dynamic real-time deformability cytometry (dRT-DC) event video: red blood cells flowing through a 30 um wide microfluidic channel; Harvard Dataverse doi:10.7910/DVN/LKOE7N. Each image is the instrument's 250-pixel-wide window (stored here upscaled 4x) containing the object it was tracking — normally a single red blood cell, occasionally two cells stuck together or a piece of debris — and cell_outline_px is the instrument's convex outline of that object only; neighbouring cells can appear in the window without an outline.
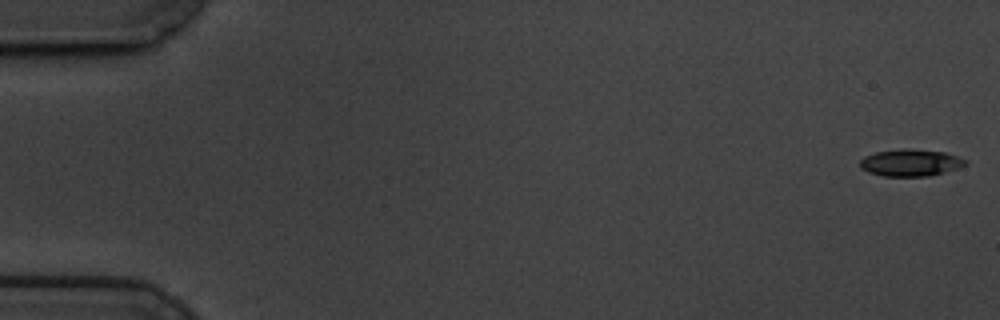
{"species": "common noctule bat (a hibernating species)", "species_latin": "Nyctalus noctula", "temperature_condition": "cold", "stored_images_in_passage": 11, "camera_frame_rate_fps": 3000, "um_per_image_px": 0.085, "animal": {"sex": "male", "body_mass_g": 19.5, "forearm_length_mm": 54.6}, "frame": {"image": 1, "passage_image": 1, "time_ms": 0.0, "image_size_px": [1000, 320], "cell_outline_px": [[968, 164], [944, 172], [928, 176], [884, 176], [868, 172], [860, 168], [860, 160], [864, 156], [876, 152], [904, 148], [908, 148], [944, 152], [968, 160]], "centroid_in_image_um": [77.38, 13.82], "position_along_channel_um": 7.6, "area_um2": 16.53}}